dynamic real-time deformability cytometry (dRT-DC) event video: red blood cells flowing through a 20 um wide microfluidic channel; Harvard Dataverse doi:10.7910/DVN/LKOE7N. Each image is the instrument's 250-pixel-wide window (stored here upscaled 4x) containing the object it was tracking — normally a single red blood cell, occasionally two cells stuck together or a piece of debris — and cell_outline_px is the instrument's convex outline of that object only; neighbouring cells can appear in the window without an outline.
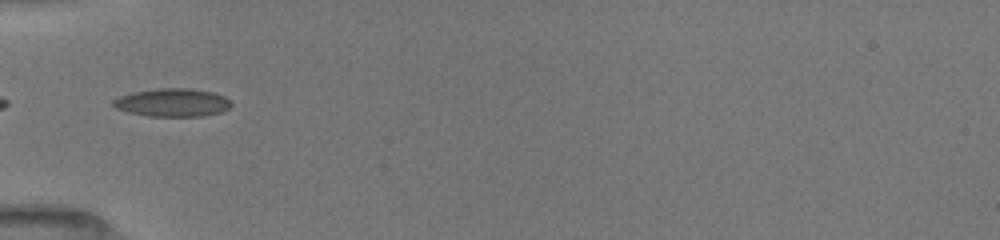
{"species": "common noctule bat (a hibernating species)", "species_latin": "Nyctalus noctula", "temperature_condition": "room temperature", "stored_images_in_passage": 9, "camera_frame_rate_fps": 3000, "um_per_image_px": 0.085, "animal": {"sex": "female", "body_mass_g": 19.5, "forearm_length_mm": 54.1}, "frame": {"image": 1, "passage_image": 1, "time_ms": 0.0, "image_size_px": [1000, 240], "cell_outline_px": [[232, 104], [228, 108], [220, 112], [204, 116], [148, 116], [128, 112], [116, 108], [112, 104], [112, 100], [120, 96], [136, 92], [156, 88], [188, 88], [212, 92], [224, 96], [232, 100]], "centroid_in_image_um": [14.68, 8.72], "position_along_channel_um": 70.3, "area_um2": 19.31}}
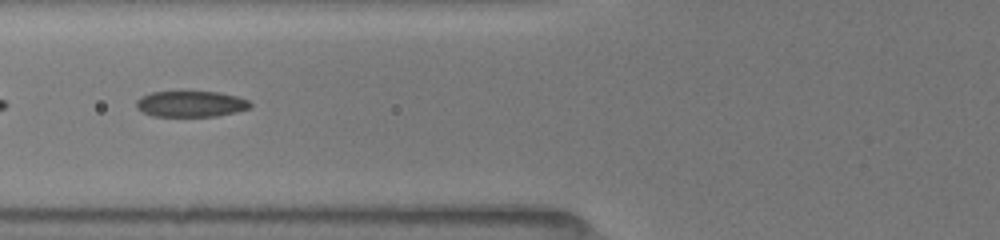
{"frame": {"image": 2, "passage_image": 8, "time_ms": 1.0, "image_size_px": [1000, 240], "cell_outline_px": [[252, 108], [236, 112], [216, 116], [152, 116], [136, 108], [136, 100], [140, 96], [152, 92], [220, 92], [236, 96], [248, 100], [252, 104]], "centroid_in_image_um": [16.23, 8.83], "position_along_channel_um": 109.6, "area_um2": 17.28}}